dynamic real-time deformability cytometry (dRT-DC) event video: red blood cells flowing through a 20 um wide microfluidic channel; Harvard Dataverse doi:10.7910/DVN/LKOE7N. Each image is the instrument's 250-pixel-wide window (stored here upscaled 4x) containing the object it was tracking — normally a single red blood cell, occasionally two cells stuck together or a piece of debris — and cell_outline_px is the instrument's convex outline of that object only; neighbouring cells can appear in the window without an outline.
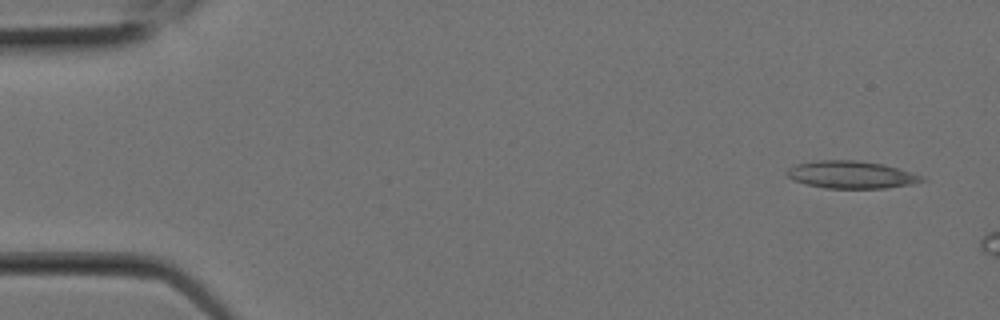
{"species": "Egyptian fruit bat (a non-hibernating species)", "species_latin": "Rousettus aegyptiacus", "temperature_condition": "room temperature", "stored_images_in_passage": 4, "camera_frame_rate_fps": 3000, "um_per_image_px": 0.085, "animal": {"sex": "female"}, "frame": {"image": 1, "passage_image": 1, "time_ms": 0.0, "image_size_px": [1000, 320], "cell_outline_px": [[928, 180], [916, 184], [884, 188], [824, 188], [804, 184], [792, 180], [784, 172], [788, 168], [796, 164], [816, 160], [856, 160], [884, 164], [900, 168], [924, 176]], "centroid_in_image_um": [72.38, 14.85], "position_along_channel_um": 12.6, "area_um2": 22.02}}